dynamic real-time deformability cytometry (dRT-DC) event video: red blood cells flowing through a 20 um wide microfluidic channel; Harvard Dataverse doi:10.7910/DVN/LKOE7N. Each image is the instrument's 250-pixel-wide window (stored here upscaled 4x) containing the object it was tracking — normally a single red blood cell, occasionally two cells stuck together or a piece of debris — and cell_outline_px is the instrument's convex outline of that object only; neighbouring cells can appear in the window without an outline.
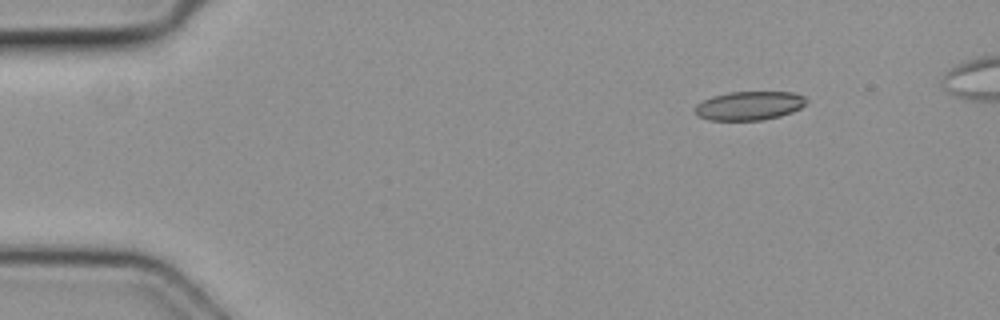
{"species": "common noctule bat (a hibernating species)", "species_latin": "Nyctalus noctula", "temperature_condition": "cold", "stored_images_in_passage": 4, "camera_frame_rate_fps": 3000, "um_per_image_px": 0.085, "animal": {"sex": "female", "body_mass_g": 19.3, "forearm_length_mm": 54.1}, "frame": {"image": 1, "passage_image": 1, "time_ms": 0.0, "image_size_px": [1000, 320], "cell_outline_px": [[808, 100], [800, 108], [792, 112], [780, 116], [764, 120], [708, 120], [696, 116], [696, 104], [712, 96], [728, 92], [792, 92], [804, 96]], "centroid_in_image_um": [63.68, 8.99], "position_along_channel_um": 21.3, "area_um2": 18.73}}